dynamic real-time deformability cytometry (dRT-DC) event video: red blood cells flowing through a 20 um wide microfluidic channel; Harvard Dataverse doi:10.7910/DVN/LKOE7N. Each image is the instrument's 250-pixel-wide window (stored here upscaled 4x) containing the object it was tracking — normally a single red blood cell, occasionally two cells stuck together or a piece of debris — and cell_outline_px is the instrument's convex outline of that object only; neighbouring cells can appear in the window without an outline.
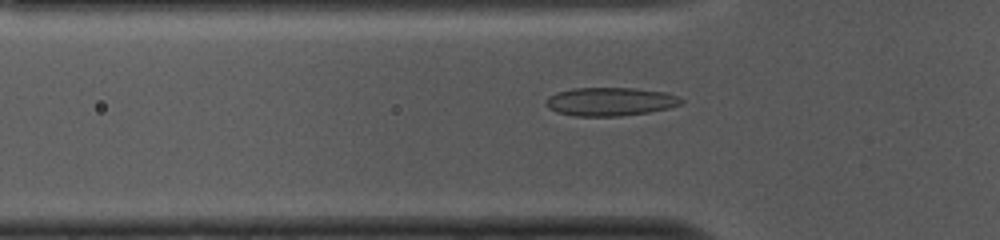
{"species": "common noctule bat (a hibernating species)", "species_latin": "Nyctalus noctula", "temperature_condition": "cold", "stored_images_in_passage": 51, "camera_frame_rate_fps": 3000, "um_per_image_px": 0.085, "animal": {"sex": "female", "body_mass_g": 10.0, "forearm_length_mm": 53.1}, "frame": {"image": 1, "passage_image": 15, "time_ms": 4.667, "image_size_px": [1000, 240], "cell_outline_px": [[684, 100], [680, 104], [668, 108], [648, 112], [620, 116], [576, 116], [556, 112], [548, 108], [548, 96], [556, 92], [572, 88], [636, 88], [664, 92], [676, 96]], "centroid_in_image_um": [51.85, 8.63], "position_along_channel_um": 73.9, "area_um2": 22.25}}
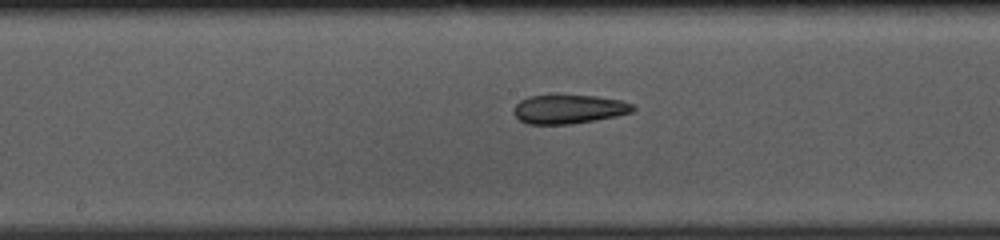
{"frame": {"image": 2, "passage_image": 25, "time_ms": 8.0, "image_size_px": [1000, 240], "cell_outline_px": [[636, 108], [632, 112], [616, 116], [596, 120], [572, 124], [528, 124], [520, 120], [512, 112], [512, 108], [520, 100], [528, 96], [552, 92], [560, 92], [596, 96], [620, 100], [632, 104]], "centroid_in_image_um": [48.29, 9.22], "position_along_channel_um": 199.9, "area_um2": 21.1}}
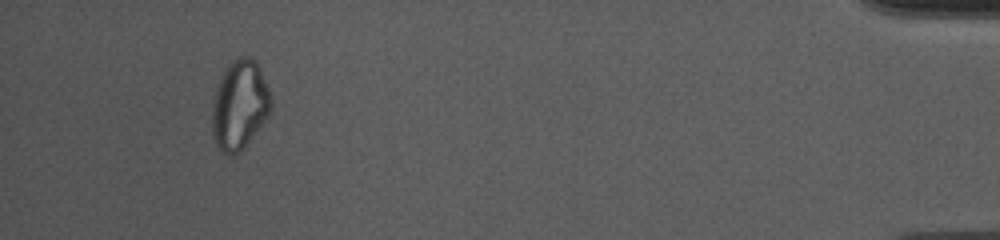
{"frame": {"image": 3, "passage_image": 48, "time_ms": 15.667, "image_size_px": [1000, 240], "cell_outline_px": [[272, 108], [268, 116], [240, 152], [232, 156], [224, 152], [216, 144], [212, 132], [212, 104], [216, 88], [220, 76], [228, 64], [232, 60], [240, 56], [248, 56], [256, 60], [260, 68], [268, 88], [272, 100]], "centroid_in_image_um": [20.36, 8.89], "position_along_channel_um": 414.8, "area_um2": 30.69}, "authors_computed_cell_mechanics": {"area_um2": 22.253, "velocity_mm_per_s": 3.754, "shape_relaxation_time_tau1_ms": null, "shape_relaxation_time_tau2_ms": 5.7217, "deformation_change_tau1": null, "deformation_change_tau2": 0.1212}}